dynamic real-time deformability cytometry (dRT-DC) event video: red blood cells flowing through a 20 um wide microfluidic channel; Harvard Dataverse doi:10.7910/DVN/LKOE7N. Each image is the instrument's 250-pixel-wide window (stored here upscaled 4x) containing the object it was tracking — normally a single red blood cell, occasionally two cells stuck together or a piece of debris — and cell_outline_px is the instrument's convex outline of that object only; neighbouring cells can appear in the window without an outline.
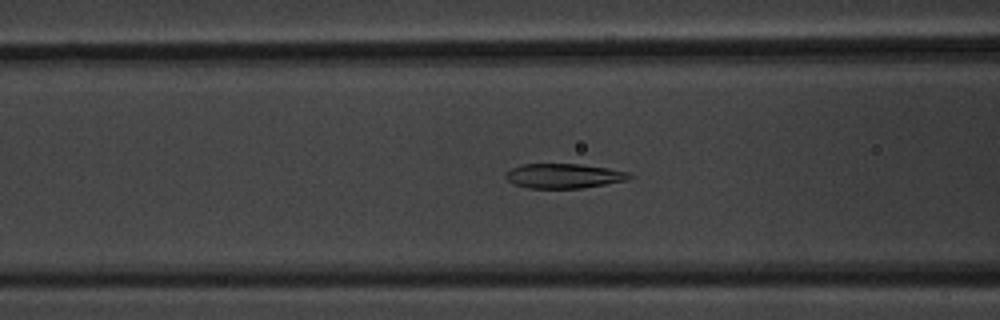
{"species": "common noctule bat (a hibernating species)", "species_latin": "Nyctalus noctula", "temperature_condition": "warm", "stored_images_in_passage": 60, "camera_frame_rate_fps": 3000, "um_per_image_px": 0.085, "animal": {"sex": "male", "body_mass_g": 20.1, "forearm_length_mm": 53.5}, "frame": {"image": 1, "passage_image": 24, "time_ms": 7.667, "image_size_px": [1000, 320], "cell_outline_px": [[632, 176], [628, 180], [584, 188], [528, 188], [512, 184], [504, 176], [512, 168], [520, 164], [580, 164], [608, 168], [632, 172]], "centroid_in_image_um": [47.95, 14.95], "position_along_channel_um": 118.6, "area_um2": 17.92}}
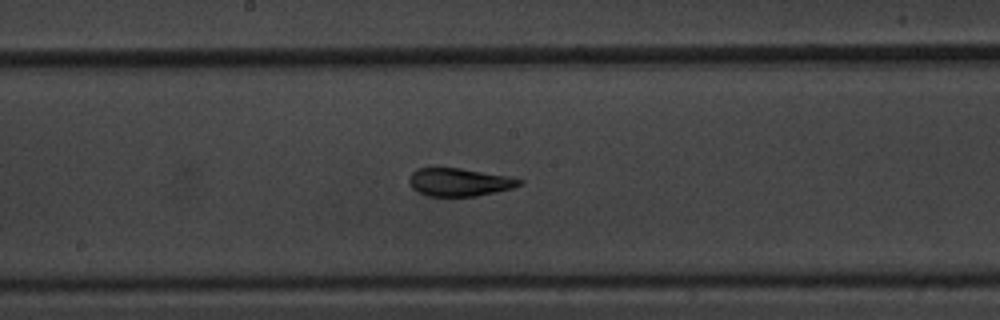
{"frame": {"image": 2, "passage_image": 32, "time_ms": 10.333, "image_size_px": [1000, 320], "cell_outline_px": [[524, 184], [512, 188], [496, 192], [476, 196], [428, 196], [416, 192], [408, 184], [408, 176], [416, 168], [460, 168], [508, 176], [524, 180]], "centroid_in_image_um": [39.01, 15.48], "position_along_channel_um": 209.2, "area_um2": 18.21}}
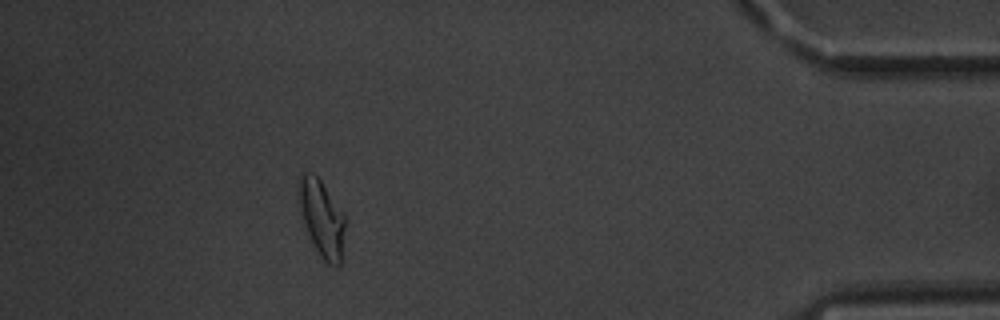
{"frame": {"image": 3, "passage_image": 54, "time_ms": 17.667, "image_size_px": [1000, 320], "cell_outline_px": [[348, 220], [340, 264], [328, 264], [320, 256], [304, 224], [300, 212], [296, 196], [300, 172], [308, 172], [316, 176], [320, 180], [344, 212]], "centroid_in_image_um": [27.36, 18.5], "position_along_channel_um": 407.8, "area_um2": 21.15}, "authors_computed_cell_mechanics": {"area_um2": 19.4208, "velocity_mm_per_s": 3.3898, "shape_relaxation_time_tau1_ms": 4.9271, "shape_relaxation_time_tau2_ms": 1.2114, "deformation_change_tau1": 0.1473, "deformation_change_tau2": 0.0634}}